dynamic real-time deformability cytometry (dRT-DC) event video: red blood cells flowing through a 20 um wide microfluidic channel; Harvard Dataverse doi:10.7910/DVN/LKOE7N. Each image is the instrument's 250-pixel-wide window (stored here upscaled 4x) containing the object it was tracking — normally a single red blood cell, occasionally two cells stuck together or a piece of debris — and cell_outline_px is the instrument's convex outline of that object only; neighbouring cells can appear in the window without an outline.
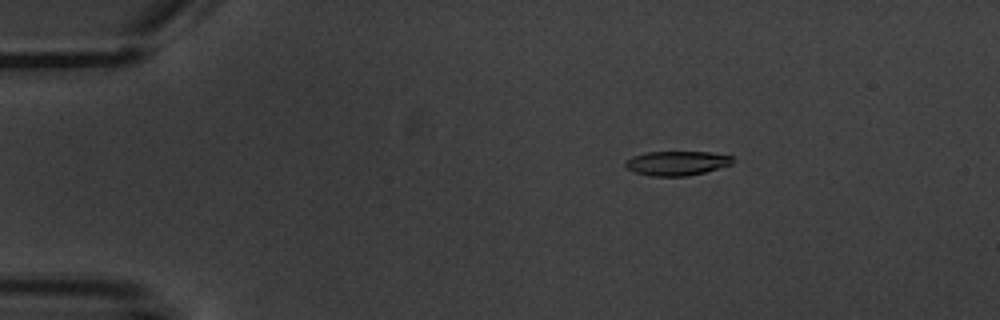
{"species": "common noctule bat (a hibernating species)", "species_latin": "Nyctalus noctula", "temperature_condition": "warm", "stored_images_in_passage": 5, "camera_frame_rate_fps": 3000, "um_per_image_px": 0.085, "animal": {"sex": "male", "body_mass_g": 20.1, "forearm_length_mm": 53.5}, "frame": {"image": 1, "passage_image": 3, "time_ms": 2.333, "image_size_px": [1000, 320], "cell_outline_px": [[736, 160], [732, 164], [704, 172], [688, 176], [652, 176], [636, 172], [624, 168], [624, 164], [632, 156], [644, 152], [708, 152], [732, 156]], "centroid_in_image_um": [57.53, 13.87], "position_along_channel_um": 27.5, "area_um2": 15.26}}
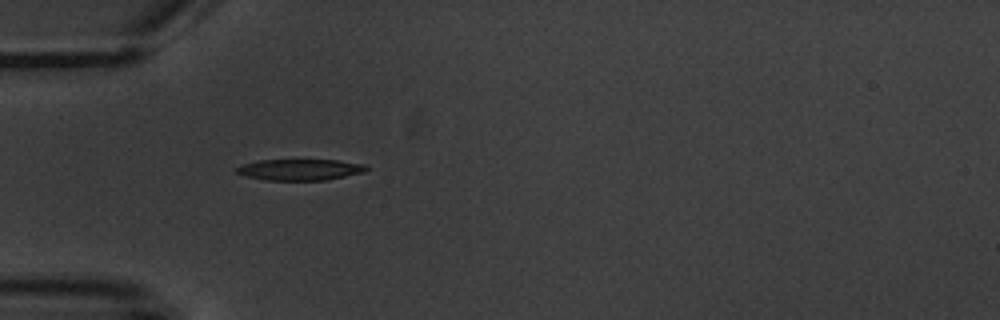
{"frame": {"image": 2, "passage_image": 5, "time_ms": 5.0, "image_size_px": [1000, 320], "cell_outline_px": [[368, 168], [364, 172], [324, 180], [264, 180], [248, 176], [236, 172], [236, 168], [244, 164], [260, 160], [336, 160], [364, 164]], "centroid_in_image_um": [25.5, 14.42], "position_along_channel_um": 59.5, "area_um2": 15.72}}